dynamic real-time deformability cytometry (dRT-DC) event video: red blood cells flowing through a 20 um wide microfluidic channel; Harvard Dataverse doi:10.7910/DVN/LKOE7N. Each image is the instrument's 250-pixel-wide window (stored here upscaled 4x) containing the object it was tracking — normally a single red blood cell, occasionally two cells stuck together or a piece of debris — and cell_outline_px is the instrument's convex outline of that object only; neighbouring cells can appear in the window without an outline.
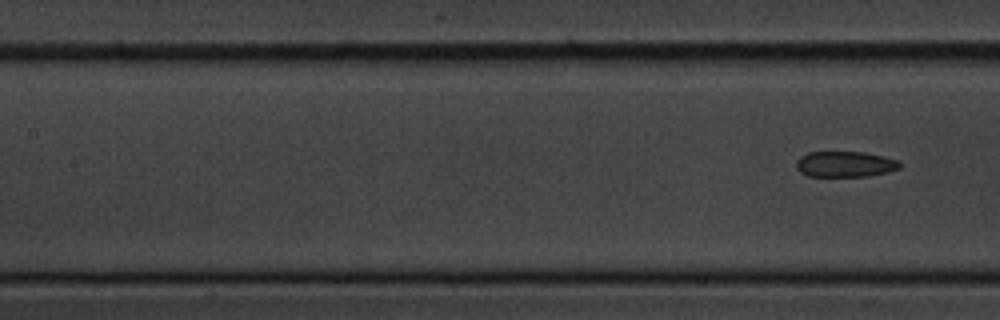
{"species": "common noctule bat (a hibernating species)", "species_latin": "Nyctalus noctula", "temperature_condition": "cold", "stored_images_in_passage": 7, "segment_of_instrument_passage": [2, 2], "camera_frame_rate_fps": 3000, "um_per_image_px": 0.085, "animal": {"sex": "male", "body_mass_g": 20.1, "forearm_length_mm": 53.5}, "frame": {"image": 1, "passage_image": 7, "time_ms": 8.0, "image_size_px": [1000, 320], "cell_outline_px": [[900, 168], [888, 172], [868, 176], [808, 176], [800, 172], [796, 168], [796, 160], [800, 156], [808, 152], [864, 152], [884, 156], [896, 160], [900, 164]], "centroid_in_image_um": [71.8, 13.95], "position_along_channel_um": 135.6, "area_um2": 15.55}}